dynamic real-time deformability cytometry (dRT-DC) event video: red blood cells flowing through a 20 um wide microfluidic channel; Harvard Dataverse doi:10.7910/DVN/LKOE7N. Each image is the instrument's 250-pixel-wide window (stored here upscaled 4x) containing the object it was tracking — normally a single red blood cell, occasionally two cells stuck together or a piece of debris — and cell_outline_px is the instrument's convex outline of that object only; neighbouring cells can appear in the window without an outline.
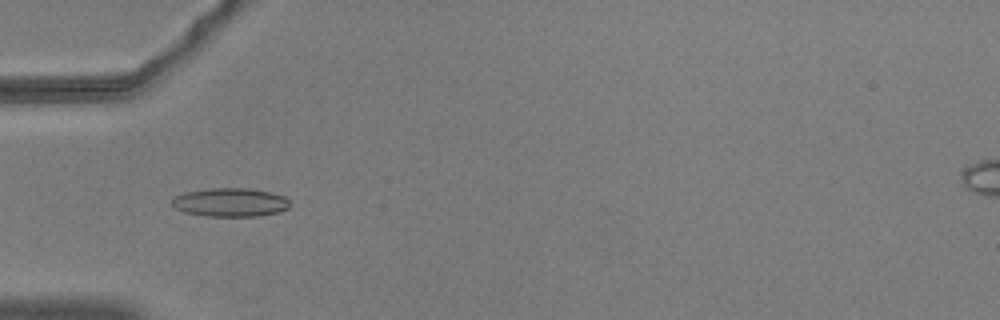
{"species": "common noctule bat (a hibernating species)", "species_latin": "Nyctalus noctula", "temperature_condition": "warm", "stored_images_in_passage": 55, "camera_frame_rate_fps": 3000, "um_per_image_px": 0.085, "animal": {"sex": "male", "body_mass_g": 20.5, "forearm_length_mm": 52.5}, "frame": {"image": 1, "passage_image": 18, "time_ms": 5.667, "image_size_px": [1000, 320], "cell_outline_px": [[292, 204], [288, 208], [280, 212], [260, 216], [204, 216], [184, 212], [176, 208], [172, 204], [172, 196], [188, 192], [208, 188], [248, 188], [268, 192], [284, 196]], "centroid_in_image_um": [19.59, 17.2], "position_along_channel_um": 65.4, "area_um2": 19.77}}
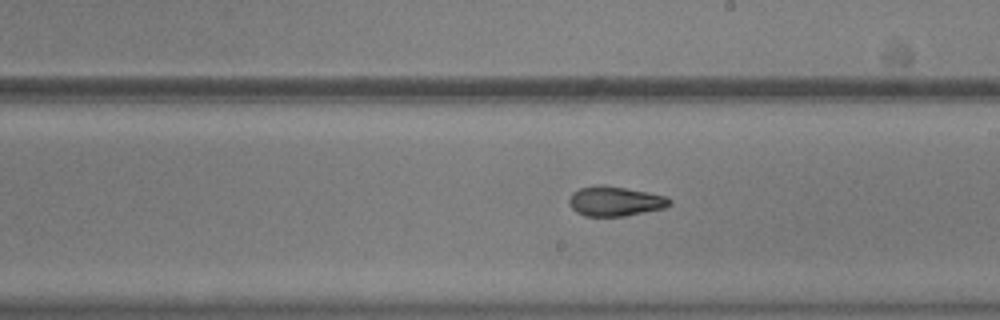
{"frame": {"image": 2, "passage_image": 32, "time_ms": 10.333, "image_size_px": [1000, 320], "cell_outline_px": [[672, 204], [664, 208], [624, 216], [584, 216], [576, 212], [568, 204], [568, 200], [572, 192], [580, 188], [596, 184], [604, 184], [648, 192], [664, 196], [672, 200]], "centroid_in_image_um": [52.25, 17.09], "position_along_channel_um": 236.8, "area_um2": 17.57}}
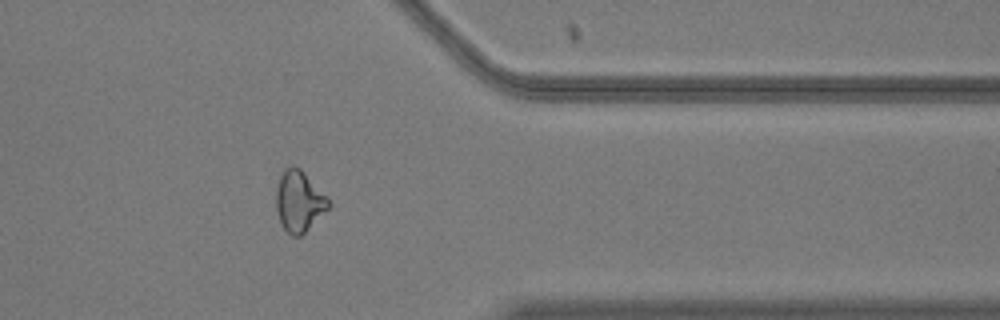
{"frame": {"image": 3, "passage_image": 45, "time_ms": 14.667, "image_size_px": [1000, 320], "cell_outline_px": [[332, 204], [300, 236], [292, 236], [280, 224], [276, 208], [276, 188], [280, 176], [284, 168], [292, 164], [300, 168], [328, 196]], "centroid_in_image_um": [25.41, 17.07], "position_along_channel_um": 386.0, "area_um2": 18.67}, "authors_computed_cell_mechanics": {"area_um2": 18.496, "velocity_mm_per_s": 3.6756, "shape_relaxation_time_tau1_ms": null, "shape_relaxation_time_tau2_ms": 2.4575, "deformation_change_tau1": null, "deformation_change_tau2": 0.0898}}